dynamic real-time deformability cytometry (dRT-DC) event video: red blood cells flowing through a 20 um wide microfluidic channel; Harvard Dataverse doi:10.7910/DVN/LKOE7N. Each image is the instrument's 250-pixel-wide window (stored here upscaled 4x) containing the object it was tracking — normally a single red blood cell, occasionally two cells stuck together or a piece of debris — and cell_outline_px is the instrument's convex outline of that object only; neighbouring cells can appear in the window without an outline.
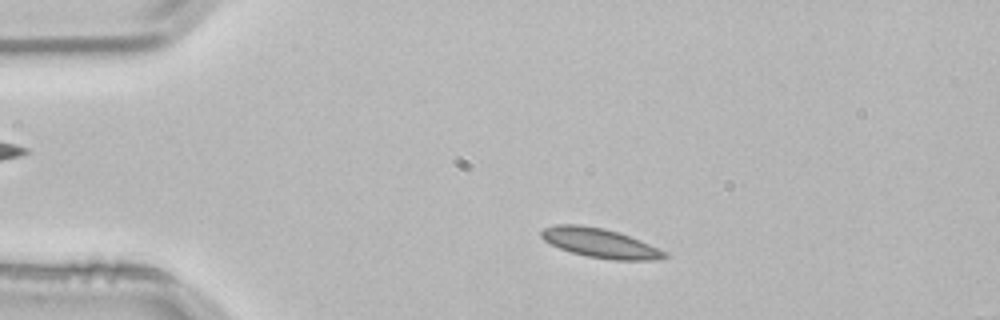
{"species": "common noctule bat (a hibernating species)", "species_latin": "Nyctalus noctula", "temperature_condition": "room temperature", "stored_images_in_passage": 3, "camera_frame_rate_fps": 3000, "um_per_image_px": 0.085, "animal": {"sex": "male", "body_mass_g": 21.5, "forearm_length_mm": 52.0}, "frame": {"image": 1, "passage_image": 2, "time_ms": 0.333, "image_size_px": [1000, 320], "cell_outline_px": [[668, 256], [664, 260], [612, 260], [588, 256], [572, 252], [560, 248], [544, 240], [540, 236], [540, 232], [544, 228], [556, 224], [580, 224], [604, 228], [640, 240], [668, 252]], "centroid_in_image_um": [51.04, 20.66], "position_along_channel_um": 34.0, "area_um2": 21.1}}